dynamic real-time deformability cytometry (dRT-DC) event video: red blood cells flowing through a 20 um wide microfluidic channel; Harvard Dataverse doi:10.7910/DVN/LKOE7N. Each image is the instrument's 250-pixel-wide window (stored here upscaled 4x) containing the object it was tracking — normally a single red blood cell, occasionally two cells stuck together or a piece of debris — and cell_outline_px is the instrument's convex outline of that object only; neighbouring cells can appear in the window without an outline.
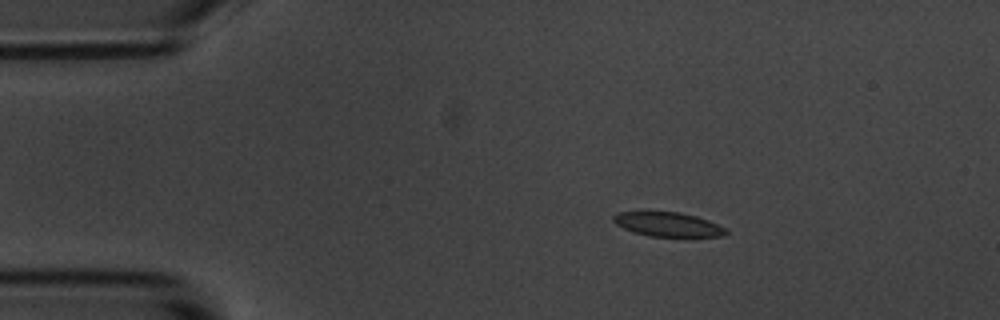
{"species": "common noctule bat (a hibernating species)", "species_latin": "Nyctalus noctula", "temperature_condition": "room temperature", "stored_images_in_passage": 14, "camera_frame_rate_fps": 3000, "um_per_image_px": 0.085, "animal": {"sex": "male", "body_mass_g": 20.1, "forearm_length_mm": 53.5}, "frame": {"image": 1, "passage_image": 2, "time_ms": 2.0, "image_size_px": [1000, 320], "cell_outline_px": [[728, 232], [724, 236], [648, 236], [632, 232], [616, 224], [612, 220], [612, 216], [616, 212], [640, 208], [680, 212], [696, 216], [708, 220], [728, 228]], "centroid_in_image_um": [56.67, 19.01], "position_along_channel_um": 28.3, "area_um2": 16.88}}
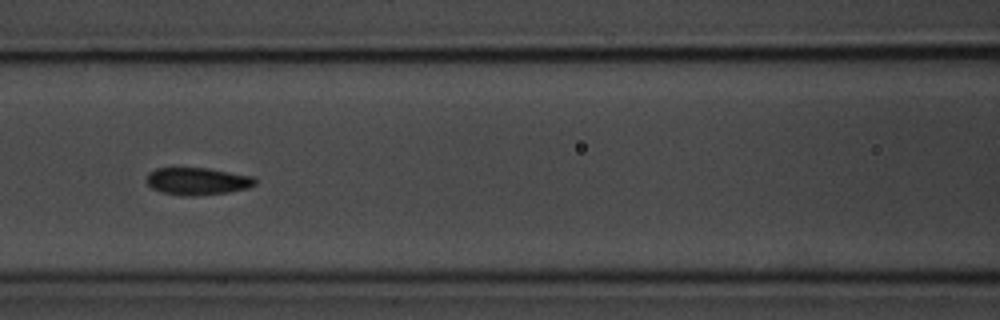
{"frame": {"image": 2, "passage_image": 6, "time_ms": 7.0, "image_size_px": [1000, 320], "cell_outline_px": [[256, 184], [248, 188], [228, 192], [192, 196], [180, 196], [160, 192], [152, 188], [144, 180], [148, 172], [156, 168], [208, 168], [252, 176], [256, 180]], "centroid_in_image_um": [16.73, 15.41], "position_along_channel_um": 149.9, "area_um2": 17.46}}
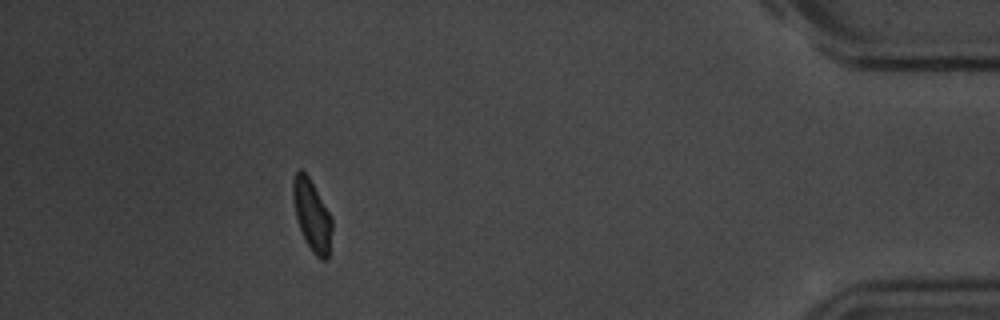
{"frame": {"image": 3, "passage_image": 13, "time_ms": 16.0, "image_size_px": [1000, 320], "cell_outline_px": [[332, 228], [328, 260], [320, 260], [312, 252], [300, 228], [296, 216], [292, 196], [292, 180], [296, 172], [300, 168], [308, 176], [328, 212], [332, 220]], "centroid_in_image_um": [26.51, 18.32], "position_along_channel_um": 408.7, "area_um2": 15.84}, "authors_computed_cell_mechanics": {"area_um2": 16.8487, "velocity_mm_per_s": 3.4913, "shape_relaxation_time_tau1_ms": 4.1851, "shape_relaxation_time_tau2_ms": 1.8516, "deformation_change_tau1": 0.1156, "deformation_change_tau2": 0.0384}}